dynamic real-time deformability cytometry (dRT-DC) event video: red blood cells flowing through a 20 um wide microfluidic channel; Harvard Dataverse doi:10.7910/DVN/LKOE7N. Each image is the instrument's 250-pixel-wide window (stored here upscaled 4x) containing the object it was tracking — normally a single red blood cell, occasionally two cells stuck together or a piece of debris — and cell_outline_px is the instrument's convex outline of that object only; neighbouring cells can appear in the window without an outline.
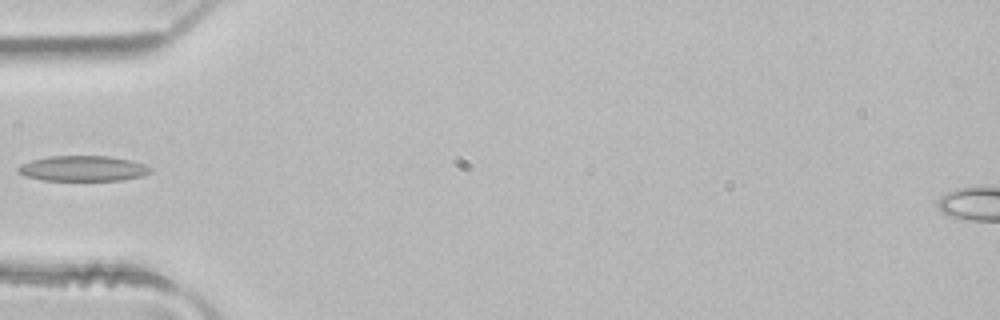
{"species": "common noctule bat (a hibernating species)", "species_latin": "Nyctalus noctula", "temperature_condition": "room temperature", "stored_images_in_passage": 6, "camera_frame_rate_fps": 3000, "um_per_image_px": 0.085, "animal": {"sex": "male", "body_mass_g": 21.5, "forearm_length_mm": 52.0}, "frame": {"image": 1, "passage_image": 5, "time_ms": 1.333, "image_size_px": [1000, 320], "cell_outline_px": [[152, 172], [140, 176], [120, 180], [40, 180], [24, 176], [16, 172], [16, 168], [20, 164], [32, 160], [48, 156], [108, 156], [128, 160], [144, 164], [152, 168]], "centroid_in_image_um": [6.98, 14.32], "position_along_channel_um": 78.0, "area_um2": 19.59}}
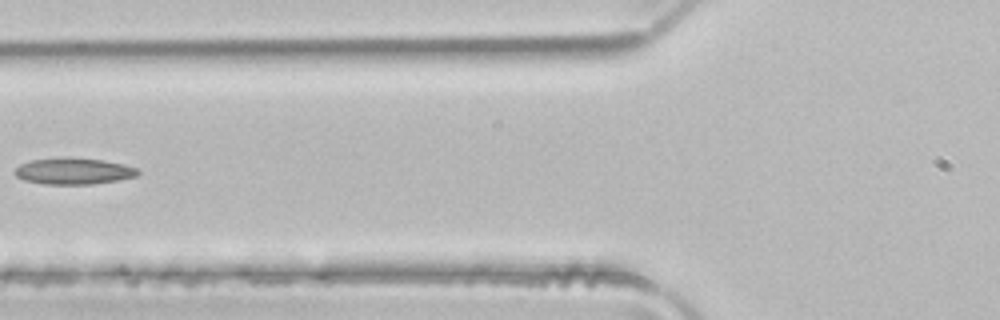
{"frame": {"image": 2, "passage_image": 6, "time_ms": 1.667, "image_size_px": [1000, 320], "cell_outline_px": [[140, 172], [136, 176], [116, 180], [92, 184], [44, 184], [24, 180], [16, 176], [12, 172], [20, 164], [32, 160], [104, 160], [124, 164], [136, 168]], "centroid_in_image_um": [6.25, 14.59], "position_along_channel_um": 119.5, "area_um2": 18.03}}